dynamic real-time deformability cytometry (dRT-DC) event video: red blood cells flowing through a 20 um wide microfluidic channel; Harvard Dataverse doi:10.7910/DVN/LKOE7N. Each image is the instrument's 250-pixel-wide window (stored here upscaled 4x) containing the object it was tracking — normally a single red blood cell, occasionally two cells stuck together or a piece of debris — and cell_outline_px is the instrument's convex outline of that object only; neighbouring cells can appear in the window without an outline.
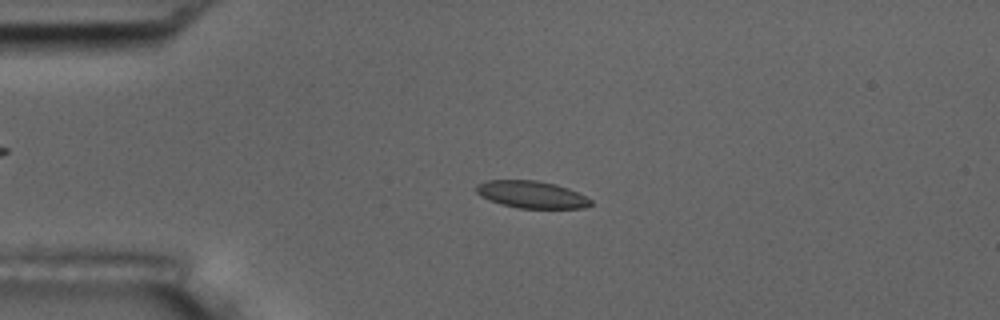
{"species": "common noctule bat (a hibernating species)", "species_latin": "Nyctalus noctula", "temperature_condition": "room temperature", "stored_images_in_passage": 56, "camera_frame_rate_fps": 3000, "um_per_image_px": 0.085, "animal": {"sex": "male", "body_mass_g": 17.5, "forearm_length_mm": 52.3}, "frame": {"image": 1, "passage_image": 13, "time_ms": 4.0, "image_size_px": [1000, 320], "cell_outline_px": [[592, 204], [584, 208], [520, 208], [500, 204], [488, 200], [480, 196], [476, 192], [476, 184], [488, 180], [536, 180], [556, 184], [568, 188], [592, 200]], "centroid_in_image_um": [45.15, 16.53], "position_along_channel_um": 39.9, "area_um2": 18.15}}
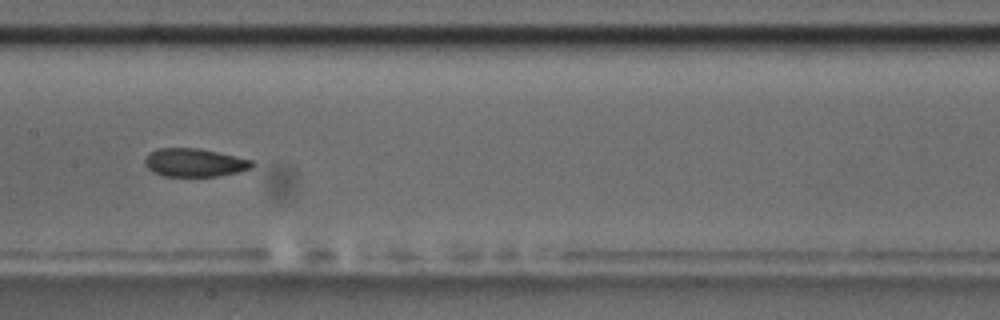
{"frame": {"image": 2, "passage_image": 28, "time_ms": 9.0, "image_size_px": [1000, 320], "cell_outline_px": [[256, 164], [252, 168], [240, 172], [220, 176], [164, 176], [152, 172], [144, 164], [144, 156], [148, 152], [156, 148], [200, 148], [236, 156], [252, 160]], "centroid_in_image_um": [16.52, 13.82], "position_along_channel_um": 190.9, "area_um2": 18.03}}
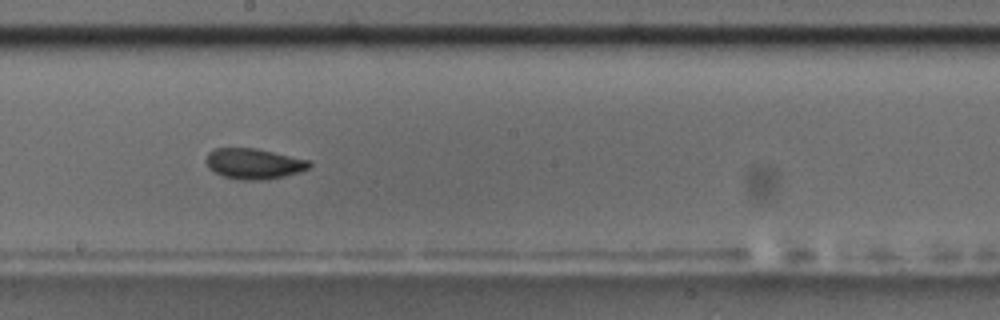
{"frame": {"image": 3, "passage_image": 31, "time_ms": 10.0, "image_size_px": [1000, 320], "cell_outline_px": [[312, 164], [308, 168], [300, 172], [284, 176], [264, 180], [240, 180], [224, 176], [208, 168], [204, 160], [208, 152], [216, 148], [256, 148], [308, 160]], "centroid_in_image_um": [21.54, 13.91], "position_along_channel_um": 226.7, "area_um2": 18.38}, "authors_computed_cell_mechanics": {"area_um2": 18.3804, "velocity_mm_per_s": 3.5985, "shape_relaxation_time_tau1_ms": 2.9685, "shape_relaxation_time_tau2_ms": 1.3164, "deformation_change_tau1": 0.1124, "deformation_change_tau2": 0.0573}}